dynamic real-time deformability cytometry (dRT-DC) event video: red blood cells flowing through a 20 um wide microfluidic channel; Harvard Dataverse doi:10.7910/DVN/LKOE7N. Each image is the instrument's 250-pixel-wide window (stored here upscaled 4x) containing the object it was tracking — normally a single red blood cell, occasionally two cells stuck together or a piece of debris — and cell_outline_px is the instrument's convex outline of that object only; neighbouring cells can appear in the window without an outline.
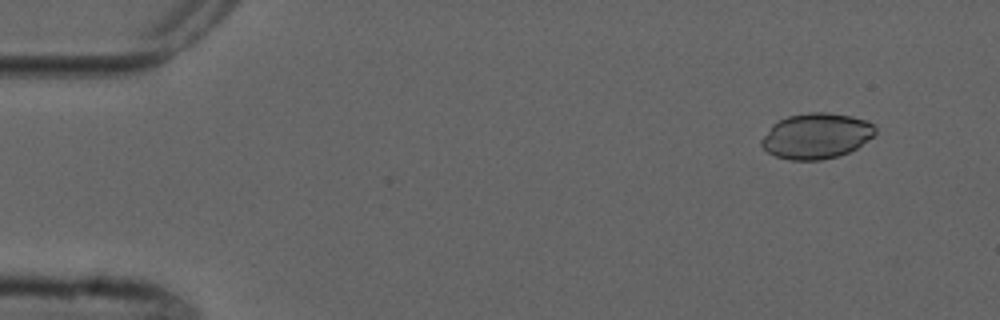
{"species": "common noctule bat (a hibernating species)", "species_latin": "Nyctalus noctula", "temperature_condition": "cold", "stored_images_in_passage": 7, "camera_frame_rate_fps": 3000, "um_per_image_px": 0.085, "animal": {"sex": "male", "forearm_length_mm": 52.5}, "frame": {"image": 1, "passage_image": 2, "time_ms": 1.333, "image_size_px": [1000, 320], "cell_outline_px": [[876, 132], [872, 136], [856, 148], [848, 152], [836, 156], [820, 160], [792, 160], [776, 156], [768, 152], [760, 144], [760, 140], [772, 124], [788, 116], [808, 112], [828, 112], [852, 116], [864, 120], [872, 124], [876, 128]], "centroid_in_image_um": [69.36, 11.54], "position_along_channel_um": 15.6, "area_um2": 30.0}}